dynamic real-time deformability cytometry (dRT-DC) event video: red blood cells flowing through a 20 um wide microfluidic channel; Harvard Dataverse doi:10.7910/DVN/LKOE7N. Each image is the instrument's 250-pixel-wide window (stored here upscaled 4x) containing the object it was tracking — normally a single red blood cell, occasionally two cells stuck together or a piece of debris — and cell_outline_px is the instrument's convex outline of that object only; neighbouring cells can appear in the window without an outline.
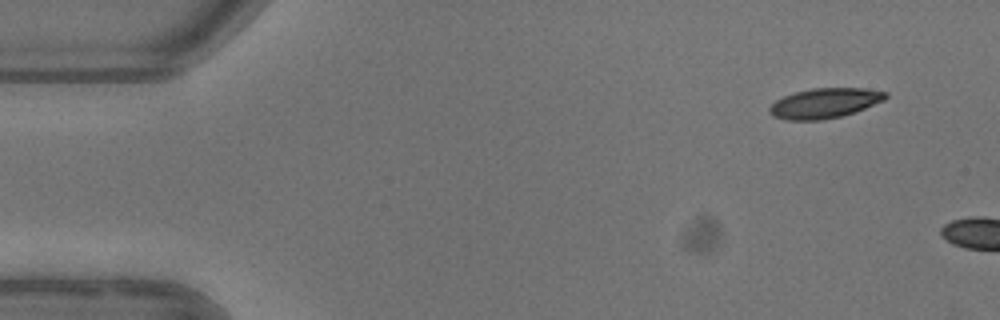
{"species": "common noctule bat (a hibernating species)", "species_latin": "Nyctalus noctula", "temperature_condition": "warm", "stored_images_in_passage": 2, "camera_frame_rate_fps": 3000, "um_per_image_px": 0.085, "animal": {"sex": "female"}, "frame": {"image": 1, "passage_image": 1, "time_ms": 0.0, "image_size_px": [1000, 320], "cell_outline_px": [[888, 96], [884, 100], [864, 108], [840, 116], [820, 120], [788, 120], [772, 116], [768, 112], [768, 108], [776, 100], [784, 96], [796, 92], [812, 88], [864, 88], [888, 92]], "centroid_in_image_um": [70.07, 8.76], "position_along_channel_um": 14.9, "area_um2": 20.11}}